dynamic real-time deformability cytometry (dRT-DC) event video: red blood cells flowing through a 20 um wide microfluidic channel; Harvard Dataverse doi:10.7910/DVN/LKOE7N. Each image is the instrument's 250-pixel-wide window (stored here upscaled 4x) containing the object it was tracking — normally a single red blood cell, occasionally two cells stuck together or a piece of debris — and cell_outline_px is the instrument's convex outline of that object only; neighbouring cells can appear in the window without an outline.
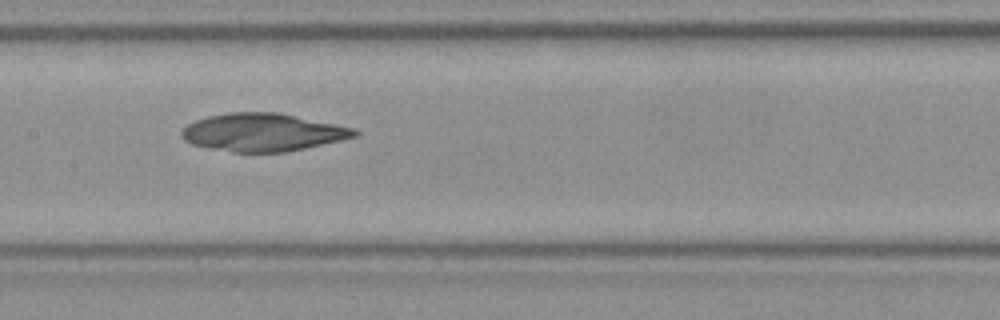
{"species": "Egyptian fruit bat (a non-hibernating species)", "species_latin": "Rousettus aegyptiacus", "temperature_condition": "room temperature", "stored_images_in_passage": 52, "camera_frame_rate_fps": 3000, "um_per_image_px": 0.085, "frame": {"image": 1, "passage_image": 26, "time_ms": 8.333, "image_size_px": [1000, 320], "cell_outline_px": [[360, 132], [356, 136], [340, 140], [304, 148], [284, 152], [232, 152], [208, 148], [192, 144], [184, 140], [180, 136], [180, 132], [188, 124], [196, 120], [208, 116], [228, 112], [280, 112], [356, 128]], "centroid_in_image_um": [22.33, 11.24], "position_along_channel_um": 185.1, "area_um2": 38.26}}
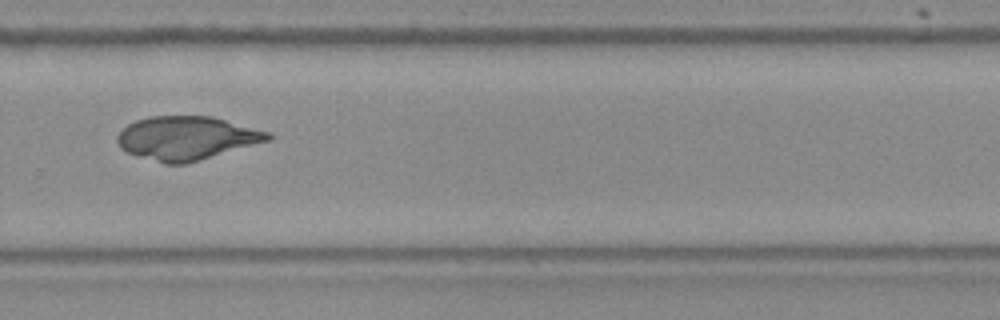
{"frame": {"image": 2, "passage_image": 36, "time_ms": 11.667, "image_size_px": [1000, 320], "cell_outline_px": [[272, 140], [188, 164], [164, 164], [128, 152], [120, 148], [116, 140], [116, 136], [128, 124], [136, 120], [152, 116], [212, 116], [268, 132], [272, 136]], "centroid_in_image_um": [15.88, 11.75], "position_along_channel_um": 313.9, "area_um2": 38.32}}
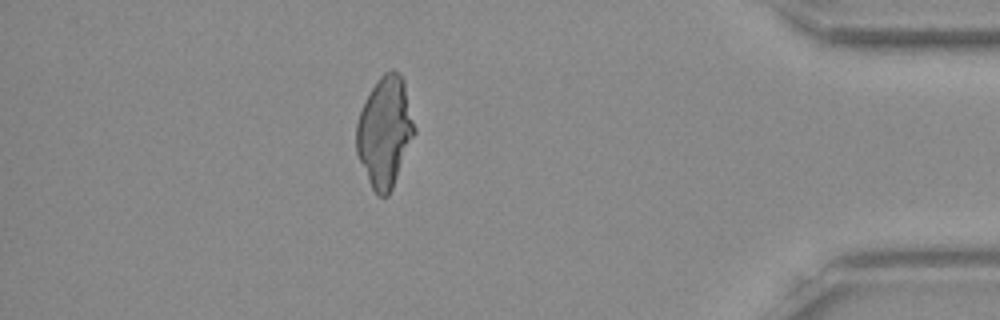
{"frame": {"image": 3, "passage_image": 46, "time_ms": 15.0, "image_size_px": [1000, 320], "cell_outline_px": [[416, 132], [392, 188], [388, 196], [376, 196], [368, 180], [356, 152], [356, 124], [360, 112], [372, 88], [380, 76], [384, 72], [392, 68], [404, 80], [416, 128]], "centroid_in_image_um": [32.72, 11.21], "position_along_channel_um": 402.5, "area_um2": 37.11}}